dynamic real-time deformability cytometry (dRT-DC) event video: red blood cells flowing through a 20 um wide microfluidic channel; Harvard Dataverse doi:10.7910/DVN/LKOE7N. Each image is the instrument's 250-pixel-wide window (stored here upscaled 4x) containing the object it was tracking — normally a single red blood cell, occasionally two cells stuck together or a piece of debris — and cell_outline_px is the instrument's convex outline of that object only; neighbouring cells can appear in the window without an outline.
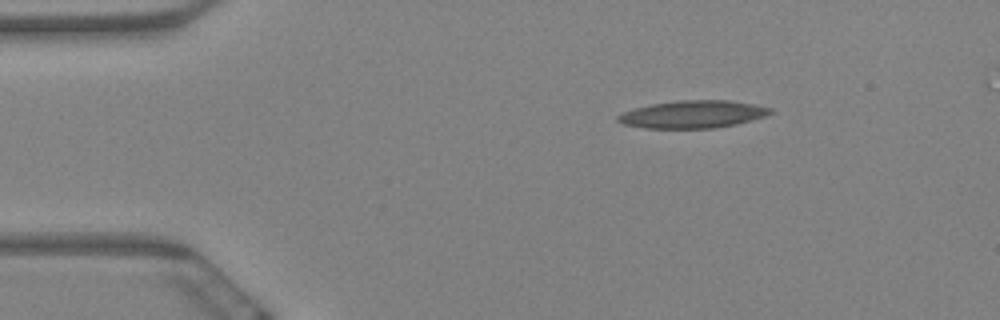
{"species": "Egyptian fruit bat (a non-hibernating species)", "species_latin": "Rousettus aegyptiacus", "temperature_condition": "warm", "stored_images_in_passage": 3, "camera_frame_rate_fps": 3000, "um_per_image_px": 0.085, "animal": {"sex": "female"}, "frame": {"image": 1, "passage_image": 1, "time_ms": 0.0, "image_size_px": [1000, 320], "cell_outline_px": [[772, 112], [764, 116], [736, 124], [716, 128], [644, 128], [624, 124], [616, 120], [616, 116], [624, 112], [636, 108], [652, 104], [680, 100], [728, 100], [756, 104], [772, 108]], "centroid_in_image_um": [58.9, 9.71], "position_along_channel_um": 26.1, "area_um2": 24.33}}